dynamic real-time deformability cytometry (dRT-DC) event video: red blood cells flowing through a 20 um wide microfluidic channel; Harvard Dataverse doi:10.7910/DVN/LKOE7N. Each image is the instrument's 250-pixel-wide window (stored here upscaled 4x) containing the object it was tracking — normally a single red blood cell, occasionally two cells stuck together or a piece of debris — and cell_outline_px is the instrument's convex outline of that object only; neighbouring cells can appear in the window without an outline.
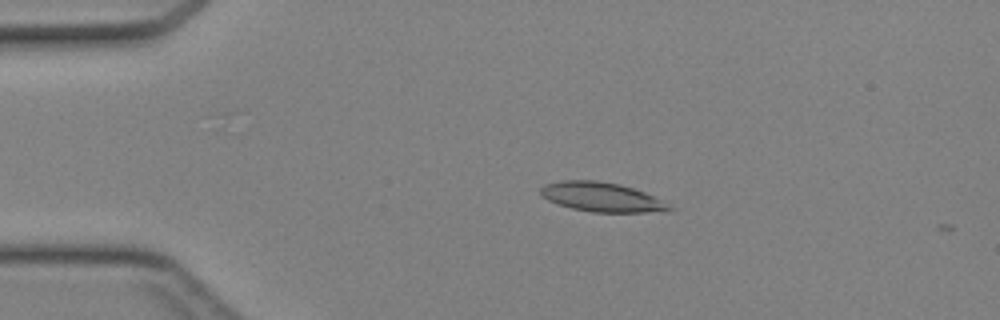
{"species": "Egyptian fruit bat (a non-hibernating species)", "species_latin": "Rousettus aegyptiacus", "temperature_condition": "cold", "stored_images_in_passage": 10, "camera_frame_rate_fps": 3000, "um_per_image_px": 0.085, "animal": {"sex": "female"}, "frame": {"image": 1, "passage_image": 9, "time_ms": 2.667, "image_size_px": [1000, 320], "cell_outline_px": [[672, 212], [592, 212], [572, 208], [548, 200], [540, 196], [540, 188], [544, 184], [560, 180], [596, 180], [620, 184], [644, 192], [660, 200], [672, 208]], "centroid_in_image_um": [51.11, 16.74], "position_along_channel_um": 33.9, "area_um2": 21.96}}